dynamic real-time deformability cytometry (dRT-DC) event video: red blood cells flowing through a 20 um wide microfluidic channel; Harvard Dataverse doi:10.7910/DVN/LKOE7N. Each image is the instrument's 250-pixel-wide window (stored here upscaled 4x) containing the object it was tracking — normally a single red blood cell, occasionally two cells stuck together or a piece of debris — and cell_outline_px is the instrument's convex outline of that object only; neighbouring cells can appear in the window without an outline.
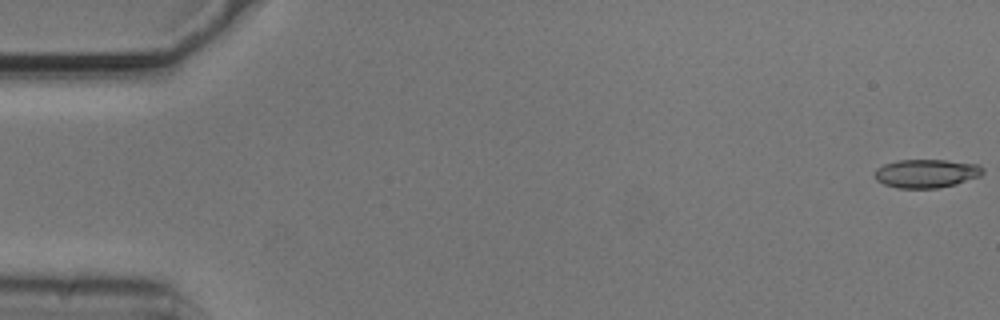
{"species": "common noctule bat (a hibernating species)", "species_latin": "Nyctalus noctula", "temperature_condition": "cold", "stored_images_in_passage": 55, "camera_frame_rate_fps": 3000, "um_per_image_px": 0.085, "animal": {"sex": "male", "body_mass_g": 20.5, "forearm_length_mm": 52.5}, "frame": {"image": 1, "passage_image": 1, "time_ms": 0.0, "image_size_px": [1000, 320], "cell_outline_px": [[984, 172], [980, 176], [956, 184], [936, 188], [896, 188], [884, 184], [876, 180], [872, 172], [876, 168], [884, 164], [900, 160], [944, 160], [980, 164], [984, 168]], "centroid_in_image_um": [78.73, 14.74], "position_along_channel_um": 6.3, "area_um2": 18.15}}
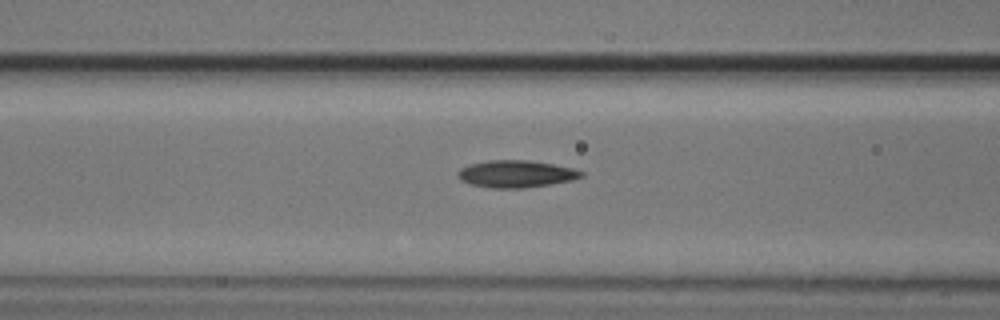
{"frame": {"image": 2, "passage_image": 22, "time_ms": 7.0, "image_size_px": [1000, 320], "cell_outline_px": [[584, 176], [572, 180], [524, 188], [492, 188], [468, 184], [460, 180], [456, 176], [456, 172], [460, 168], [468, 164], [488, 160], [528, 160], [552, 164], [572, 168], [584, 172]], "centroid_in_image_um": [43.8, 14.78], "position_along_channel_um": 122.8, "area_um2": 19.65}}
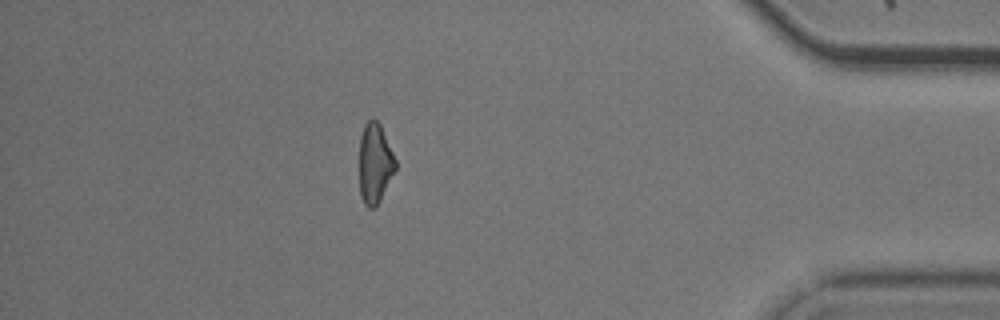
{"frame": {"image": 3, "passage_image": 48, "time_ms": 15.667, "image_size_px": [1000, 320], "cell_outline_px": [[396, 168], [376, 208], [368, 208], [364, 204], [360, 196], [360, 136], [364, 124], [372, 116], [380, 124], [396, 160]], "centroid_in_image_um": [31.86, 13.88], "position_along_channel_um": 403.3, "area_um2": 16.88}, "authors_computed_cell_mechanics": {"area_um2": 18.1492, "velocity_mm_per_s": 3.7369, "shape_relaxation_time_tau1_ms": 4.6221, "shape_relaxation_time_tau2_ms": 3.3389, "deformation_change_tau1": 0.1512, "deformation_change_tau2": 0.1136}}